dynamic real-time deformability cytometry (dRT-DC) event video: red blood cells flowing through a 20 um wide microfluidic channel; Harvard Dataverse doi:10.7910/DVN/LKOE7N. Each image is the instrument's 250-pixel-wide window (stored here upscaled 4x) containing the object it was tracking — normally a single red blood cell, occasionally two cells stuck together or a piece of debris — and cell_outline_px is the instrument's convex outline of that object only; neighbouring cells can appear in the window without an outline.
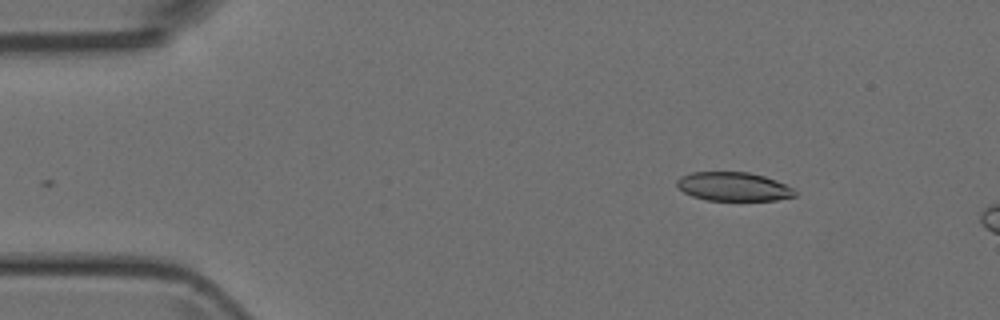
{"species": "Egyptian fruit bat (a non-hibernating species)", "species_latin": "Rousettus aegyptiacus", "temperature_condition": "room temperature", "stored_images_in_passage": 2, "camera_frame_rate_fps": 3000, "um_per_image_px": 0.085, "animal": {"sex": "female"}, "frame": {"image": 1, "passage_image": 2, "time_ms": 1.0, "image_size_px": [1000, 320], "cell_outline_px": [[796, 196], [776, 200], [708, 200], [692, 196], [684, 192], [676, 184], [676, 180], [680, 176], [692, 172], [748, 172], [764, 176], [776, 180], [792, 188], [796, 192]], "centroid_in_image_um": [62.33, 15.85], "position_along_channel_um": 22.7, "area_um2": 19.71}}